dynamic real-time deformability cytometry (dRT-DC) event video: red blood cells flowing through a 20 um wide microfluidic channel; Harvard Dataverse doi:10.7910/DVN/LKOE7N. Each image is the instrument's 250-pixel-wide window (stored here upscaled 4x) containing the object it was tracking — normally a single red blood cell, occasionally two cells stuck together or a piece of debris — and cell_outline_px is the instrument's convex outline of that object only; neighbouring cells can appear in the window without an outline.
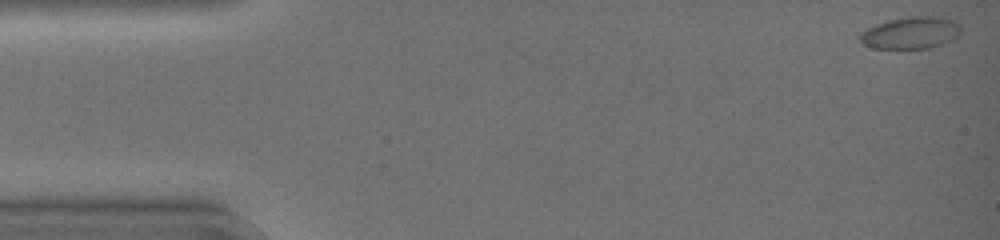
{"species": "common noctule bat (a hibernating species)", "species_latin": "Nyctalus noctula", "temperature_condition": "warm", "stored_images_in_passage": 13, "camera_frame_rate_fps": 3000, "um_per_image_px": 0.085, "animal": {"sex": "female", "body_mass_g": 19.0, "forearm_length_mm": 51.5}, "frame": {"image": 1, "passage_image": 1, "time_ms": 0.0, "image_size_px": [1000, 240], "cell_outline_px": [[960, 32], [952, 40], [944, 44], [928, 48], [872, 48], [864, 44], [856, 36], [860, 32], [876, 24], [888, 20], [908, 16], [940, 16], [952, 20], [960, 24]], "centroid_in_image_um": [77.4, 2.78], "position_along_channel_um": 7.6, "area_um2": 18.96}}